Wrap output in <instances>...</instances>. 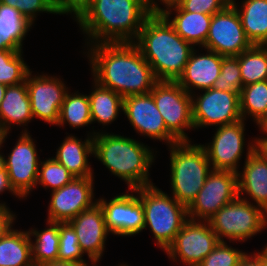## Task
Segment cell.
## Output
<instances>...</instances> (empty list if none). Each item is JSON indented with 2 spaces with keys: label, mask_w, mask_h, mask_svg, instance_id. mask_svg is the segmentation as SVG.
<instances>
[{
  "label": "cell",
  "mask_w": 267,
  "mask_h": 266,
  "mask_svg": "<svg viewBox=\"0 0 267 266\" xmlns=\"http://www.w3.org/2000/svg\"><path fill=\"white\" fill-rule=\"evenodd\" d=\"M84 46L86 51L83 50V54L90 63L93 80L123 98L148 94L158 81L134 42H102Z\"/></svg>",
  "instance_id": "obj_1"
},
{
  "label": "cell",
  "mask_w": 267,
  "mask_h": 266,
  "mask_svg": "<svg viewBox=\"0 0 267 266\" xmlns=\"http://www.w3.org/2000/svg\"><path fill=\"white\" fill-rule=\"evenodd\" d=\"M150 14L145 0H91L75 22L85 44L134 42Z\"/></svg>",
  "instance_id": "obj_2"
},
{
  "label": "cell",
  "mask_w": 267,
  "mask_h": 266,
  "mask_svg": "<svg viewBox=\"0 0 267 266\" xmlns=\"http://www.w3.org/2000/svg\"><path fill=\"white\" fill-rule=\"evenodd\" d=\"M133 137L99 130L93 136V156L128 189L153 185L149 171L157 151ZM155 152V153H154Z\"/></svg>",
  "instance_id": "obj_3"
},
{
  "label": "cell",
  "mask_w": 267,
  "mask_h": 266,
  "mask_svg": "<svg viewBox=\"0 0 267 266\" xmlns=\"http://www.w3.org/2000/svg\"><path fill=\"white\" fill-rule=\"evenodd\" d=\"M134 43L158 81H177L194 49L161 13H151L146 18Z\"/></svg>",
  "instance_id": "obj_4"
},
{
  "label": "cell",
  "mask_w": 267,
  "mask_h": 266,
  "mask_svg": "<svg viewBox=\"0 0 267 266\" xmlns=\"http://www.w3.org/2000/svg\"><path fill=\"white\" fill-rule=\"evenodd\" d=\"M181 141L168 146L171 195L188 207L204 185L211 164L203 146Z\"/></svg>",
  "instance_id": "obj_5"
},
{
  "label": "cell",
  "mask_w": 267,
  "mask_h": 266,
  "mask_svg": "<svg viewBox=\"0 0 267 266\" xmlns=\"http://www.w3.org/2000/svg\"><path fill=\"white\" fill-rule=\"evenodd\" d=\"M135 190L143 204L144 230L154 234L156 246L165 252L188 220L187 207L155 184Z\"/></svg>",
  "instance_id": "obj_6"
},
{
  "label": "cell",
  "mask_w": 267,
  "mask_h": 266,
  "mask_svg": "<svg viewBox=\"0 0 267 266\" xmlns=\"http://www.w3.org/2000/svg\"><path fill=\"white\" fill-rule=\"evenodd\" d=\"M207 221L220 242L229 240V243L242 244L267 229V213L239 197L223 206Z\"/></svg>",
  "instance_id": "obj_7"
},
{
  "label": "cell",
  "mask_w": 267,
  "mask_h": 266,
  "mask_svg": "<svg viewBox=\"0 0 267 266\" xmlns=\"http://www.w3.org/2000/svg\"><path fill=\"white\" fill-rule=\"evenodd\" d=\"M150 93L167 130L179 141H191L187 130H195L192 99L176 81H157Z\"/></svg>",
  "instance_id": "obj_8"
},
{
  "label": "cell",
  "mask_w": 267,
  "mask_h": 266,
  "mask_svg": "<svg viewBox=\"0 0 267 266\" xmlns=\"http://www.w3.org/2000/svg\"><path fill=\"white\" fill-rule=\"evenodd\" d=\"M245 127L246 122L243 119L231 124L218 126L215 129L212 140L205 144L201 143L206 151L212 170H228L236 173L241 170L239 166L241 165L240 160L245 154L244 149L247 148L245 157H249L256 148L254 137L252 138L253 140L247 142Z\"/></svg>",
  "instance_id": "obj_9"
},
{
  "label": "cell",
  "mask_w": 267,
  "mask_h": 266,
  "mask_svg": "<svg viewBox=\"0 0 267 266\" xmlns=\"http://www.w3.org/2000/svg\"><path fill=\"white\" fill-rule=\"evenodd\" d=\"M219 242L208 221L188 219L165 254L175 264L198 266Z\"/></svg>",
  "instance_id": "obj_10"
},
{
  "label": "cell",
  "mask_w": 267,
  "mask_h": 266,
  "mask_svg": "<svg viewBox=\"0 0 267 266\" xmlns=\"http://www.w3.org/2000/svg\"><path fill=\"white\" fill-rule=\"evenodd\" d=\"M196 93V94H195ZM191 94L195 129L223 126L242 119L240 93L210 88Z\"/></svg>",
  "instance_id": "obj_11"
},
{
  "label": "cell",
  "mask_w": 267,
  "mask_h": 266,
  "mask_svg": "<svg viewBox=\"0 0 267 266\" xmlns=\"http://www.w3.org/2000/svg\"><path fill=\"white\" fill-rule=\"evenodd\" d=\"M238 197L237 173L212 170L195 199L187 207L188 219L207 221L219 209Z\"/></svg>",
  "instance_id": "obj_12"
},
{
  "label": "cell",
  "mask_w": 267,
  "mask_h": 266,
  "mask_svg": "<svg viewBox=\"0 0 267 266\" xmlns=\"http://www.w3.org/2000/svg\"><path fill=\"white\" fill-rule=\"evenodd\" d=\"M34 140L30 132L21 133L7 156L3 153L5 169L11 186L24 200L36 188L41 162Z\"/></svg>",
  "instance_id": "obj_13"
},
{
  "label": "cell",
  "mask_w": 267,
  "mask_h": 266,
  "mask_svg": "<svg viewBox=\"0 0 267 266\" xmlns=\"http://www.w3.org/2000/svg\"><path fill=\"white\" fill-rule=\"evenodd\" d=\"M33 73L34 71L30 70L25 79L33 119L56 126L61 105L70 88L60 76L43 72Z\"/></svg>",
  "instance_id": "obj_14"
},
{
  "label": "cell",
  "mask_w": 267,
  "mask_h": 266,
  "mask_svg": "<svg viewBox=\"0 0 267 266\" xmlns=\"http://www.w3.org/2000/svg\"><path fill=\"white\" fill-rule=\"evenodd\" d=\"M97 203L102 208L105 225L111 235L133 237L144 230L143 204L135 189H128L110 200L98 198Z\"/></svg>",
  "instance_id": "obj_15"
},
{
  "label": "cell",
  "mask_w": 267,
  "mask_h": 266,
  "mask_svg": "<svg viewBox=\"0 0 267 266\" xmlns=\"http://www.w3.org/2000/svg\"><path fill=\"white\" fill-rule=\"evenodd\" d=\"M95 176L74 177L60 189L51 191L46 221L69 222L80 212L93 207L95 197Z\"/></svg>",
  "instance_id": "obj_16"
},
{
  "label": "cell",
  "mask_w": 267,
  "mask_h": 266,
  "mask_svg": "<svg viewBox=\"0 0 267 266\" xmlns=\"http://www.w3.org/2000/svg\"><path fill=\"white\" fill-rule=\"evenodd\" d=\"M252 46L242 27L240 15L231 3L223 11L212 15L202 48L222 56H238Z\"/></svg>",
  "instance_id": "obj_17"
},
{
  "label": "cell",
  "mask_w": 267,
  "mask_h": 266,
  "mask_svg": "<svg viewBox=\"0 0 267 266\" xmlns=\"http://www.w3.org/2000/svg\"><path fill=\"white\" fill-rule=\"evenodd\" d=\"M141 137L163 141L168 146L179 142L166 128L151 93L123 98V113Z\"/></svg>",
  "instance_id": "obj_18"
},
{
  "label": "cell",
  "mask_w": 267,
  "mask_h": 266,
  "mask_svg": "<svg viewBox=\"0 0 267 266\" xmlns=\"http://www.w3.org/2000/svg\"><path fill=\"white\" fill-rule=\"evenodd\" d=\"M69 223L75 229L81 251L87 254L93 263H100L107 237L110 235L106 228L101 206L96 203L93 207L80 212Z\"/></svg>",
  "instance_id": "obj_19"
},
{
  "label": "cell",
  "mask_w": 267,
  "mask_h": 266,
  "mask_svg": "<svg viewBox=\"0 0 267 266\" xmlns=\"http://www.w3.org/2000/svg\"><path fill=\"white\" fill-rule=\"evenodd\" d=\"M199 49L206 53L199 52ZM199 49L192 50L182 75L176 81L189 94L213 88L221 70L222 55L205 48Z\"/></svg>",
  "instance_id": "obj_20"
},
{
  "label": "cell",
  "mask_w": 267,
  "mask_h": 266,
  "mask_svg": "<svg viewBox=\"0 0 267 266\" xmlns=\"http://www.w3.org/2000/svg\"><path fill=\"white\" fill-rule=\"evenodd\" d=\"M243 165L242 170L237 172L239 198L267 213V161L254 150L245 158Z\"/></svg>",
  "instance_id": "obj_21"
},
{
  "label": "cell",
  "mask_w": 267,
  "mask_h": 266,
  "mask_svg": "<svg viewBox=\"0 0 267 266\" xmlns=\"http://www.w3.org/2000/svg\"><path fill=\"white\" fill-rule=\"evenodd\" d=\"M97 130L88 132L83 140L74 134L65 136L53 158L65 166L74 177L94 176L89 158L93 157V136Z\"/></svg>",
  "instance_id": "obj_22"
},
{
  "label": "cell",
  "mask_w": 267,
  "mask_h": 266,
  "mask_svg": "<svg viewBox=\"0 0 267 266\" xmlns=\"http://www.w3.org/2000/svg\"><path fill=\"white\" fill-rule=\"evenodd\" d=\"M33 119L26 81L7 86L0 104V127L11 133L12 126L24 128L20 133H29L28 123ZM24 126V127H23Z\"/></svg>",
  "instance_id": "obj_23"
},
{
  "label": "cell",
  "mask_w": 267,
  "mask_h": 266,
  "mask_svg": "<svg viewBox=\"0 0 267 266\" xmlns=\"http://www.w3.org/2000/svg\"><path fill=\"white\" fill-rule=\"evenodd\" d=\"M161 14L172 25L175 32L194 48H202L204 46L209 32L212 15L187 12L178 4L168 7L162 11Z\"/></svg>",
  "instance_id": "obj_24"
},
{
  "label": "cell",
  "mask_w": 267,
  "mask_h": 266,
  "mask_svg": "<svg viewBox=\"0 0 267 266\" xmlns=\"http://www.w3.org/2000/svg\"><path fill=\"white\" fill-rule=\"evenodd\" d=\"M231 0L253 45H267V0ZM239 3V4H238Z\"/></svg>",
  "instance_id": "obj_25"
},
{
  "label": "cell",
  "mask_w": 267,
  "mask_h": 266,
  "mask_svg": "<svg viewBox=\"0 0 267 266\" xmlns=\"http://www.w3.org/2000/svg\"><path fill=\"white\" fill-rule=\"evenodd\" d=\"M90 101L92 124L111 125L123 112V97L111 89L104 88L92 80Z\"/></svg>",
  "instance_id": "obj_26"
},
{
  "label": "cell",
  "mask_w": 267,
  "mask_h": 266,
  "mask_svg": "<svg viewBox=\"0 0 267 266\" xmlns=\"http://www.w3.org/2000/svg\"><path fill=\"white\" fill-rule=\"evenodd\" d=\"M0 266H35L27 230L12 228L0 239Z\"/></svg>",
  "instance_id": "obj_27"
},
{
  "label": "cell",
  "mask_w": 267,
  "mask_h": 266,
  "mask_svg": "<svg viewBox=\"0 0 267 266\" xmlns=\"http://www.w3.org/2000/svg\"><path fill=\"white\" fill-rule=\"evenodd\" d=\"M32 25L16 8L0 3V43L14 51H23V40Z\"/></svg>",
  "instance_id": "obj_28"
},
{
  "label": "cell",
  "mask_w": 267,
  "mask_h": 266,
  "mask_svg": "<svg viewBox=\"0 0 267 266\" xmlns=\"http://www.w3.org/2000/svg\"><path fill=\"white\" fill-rule=\"evenodd\" d=\"M46 222L45 229L38 230L32 227L27 230L31 239L32 260L35 266L58 260L59 222Z\"/></svg>",
  "instance_id": "obj_29"
},
{
  "label": "cell",
  "mask_w": 267,
  "mask_h": 266,
  "mask_svg": "<svg viewBox=\"0 0 267 266\" xmlns=\"http://www.w3.org/2000/svg\"><path fill=\"white\" fill-rule=\"evenodd\" d=\"M66 124L74 130L92 124L88 94L80 93L79 90L75 92L68 90L61 105L56 126L64 128Z\"/></svg>",
  "instance_id": "obj_30"
},
{
  "label": "cell",
  "mask_w": 267,
  "mask_h": 266,
  "mask_svg": "<svg viewBox=\"0 0 267 266\" xmlns=\"http://www.w3.org/2000/svg\"><path fill=\"white\" fill-rule=\"evenodd\" d=\"M242 84L267 80V45H253L239 55Z\"/></svg>",
  "instance_id": "obj_31"
},
{
  "label": "cell",
  "mask_w": 267,
  "mask_h": 266,
  "mask_svg": "<svg viewBox=\"0 0 267 266\" xmlns=\"http://www.w3.org/2000/svg\"><path fill=\"white\" fill-rule=\"evenodd\" d=\"M240 113L243 120L255 122L267 109V80L242 87L239 95Z\"/></svg>",
  "instance_id": "obj_32"
},
{
  "label": "cell",
  "mask_w": 267,
  "mask_h": 266,
  "mask_svg": "<svg viewBox=\"0 0 267 266\" xmlns=\"http://www.w3.org/2000/svg\"><path fill=\"white\" fill-rule=\"evenodd\" d=\"M23 51L0 50V84L17 85L25 81L30 66Z\"/></svg>",
  "instance_id": "obj_33"
},
{
  "label": "cell",
  "mask_w": 267,
  "mask_h": 266,
  "mask_svg": "<svg viewBox=\"0 0 267 266\" xmlns=\"http://www.w3.org/2000/svg\"><path fill=\"white\" fill-rule=\"evenodd\" d=\"M45 159L40 162L36 188L40 185L46 190L54 191L65 186L74 178L69 170L53 157Z\"/></svg>",
  "instance_id": "obj_34"
},
{
  "label": "cell",
  "mask_w": 267,
  "mask_h": 266,
  "mask_svg": "<svg viewBox=\"0 0 267 266\" xmlns=\"http://www.w3.org/2000/svg\"><path fill=\"white\" fill-rule=\"evenodd\" d=\"M75 229L69 222H59V261L93 263L84 259Z\"/></svg>",
  "instance_id": "obj_35"
},
{
  "label": "cell",
  "mask_w": 267,
  "mask_h": 266,
  "mask_svg": "<svg viewBox=\"0 0 267 266\" xmlns=\"http://www.w3.org/2000/svg\"><path fill=\"white\" fill-rule=\"evenodd\" d=\"M243 87L238 56H222L220 74L213 86L216 90L240 93Z\"/></svg>",
  "instance_id": "obj_36"
},
{
  "label": "cell",
  "mask_w": 267,
  "mask_h": 266,
  "mask_svg": "<svg viewBox=\"0 0 267 266\" xmlns=\"http://www.w3.org/2000/svg\"><path fill=\"white\" fill-rule=\"evenodd\" d=\"M227 243L219 242L198 266H238L247 252Z\"/></svg>",
  "instance_id": "obj_37"
},
{
  "label": "cell",
  "mask_w": 267,
  "mask_h": 266,
  "mask_svg": "<svg viewBox=\"0 0 267 266\" xmlns=\"http://www.w3.org/2000/svg\"><path fill=\"white\" fill-rule=\"evenodd\" d=\"M0 3L16 8L32 25L40 13L57 15L52 0H0Z\"/></svg>",
  "instance_id": "obj_38"
},
{
  "label": "cell",
  "mask_w": 267,
  "mask_h": 266,
  "mask_svg": "<svg viewBox=\"0 0 267 266\" xmlns=\"http://www.w3.org/2000/svg\"><path fill=\"white\" fill-rule=\"evenodd\" d=\"M231 0H181L178 5L187 12L214 15L223 11Z\"/></svg>",
  "instance_id": "obj_39"
},
{
  "label": "cell",
  "mask_w": 267,
  "mask_h": 266,
  "mask_svg": "<svg viewBox=\"0 0 267 266\" xmlns=\"http://www.w3.org/2000/svg\"><path fill=\"white\" fill-rule=\"evenodd\" d=\"M91 0H52L57 15H71L76 20L89 6Z\"/></svg>",
  "instance_id": "obj_40"
},
{
  "label": "cell",
  "mask_w": 267,
  "mask_h": 266,
  "mask_svg": "<svg viewBox=\"0 0 267 266\" xmlns=\"http://www.w3.org/2000/svg\"><path fill=\"white\" fill-rule=\"evenodd\" d=\"M16 218V213L9 206H0V239L14 228Z\"/></svg>",
  "instance_id": "obj_41"
},
{
  "label": "cell",
  "mask_w": 267,
  "mask_h": 266,
  "mask_svg": "<svg viewBox=\"0 0 267 266\" xmlns=\"http://www.w3.org/2000/svg\"><path fill=\"white\" fill-rule=\"evenodd\" d=\"M181 0H145L150 13H161L168 7L177 5ZM163 5V7L160 6Z\"/></svg>",
  "instance_id": "obj_42"
},
{
  "label": "cell",
  "mask_w": 267,
  "mask_h": 266,
  "mask_svg": "<svg viewBox=\"0 0 267 266\" xmlns=\"http://www.w3.org/2000/svg\"><path fill=\"white\" fill-rule=\"evenodd\" d=\"M5 191L11 193V195H13L14 198L23 200L11 186L6 169H3L0 171V194L2 195V193H4ZM0 206H7V203L4 201L3 202L0 201Z\"/></svg>",
  "instance_id": "obj_43"
},
{
  "label": "cell",
  "mask_w": 267,
  "mask_h": 266,
  "mask_svg": "<svg viewBox=\"0 0 267 266\" xmlns=\"http://www.w3.org/2000/svg\"><path fill=\"white\" fill-rule=\"evenodd\" d=\"M238 266H264V257L258 251L247 253Z\"/></svg>",
  "instance_id": "obj_44"
},
{
  "label": "cell",
  "mask_w": 267,
  "mask_h": 266,
  "mask_svg": "<svg viewBox=\"0 0 267 266\" xmlns=\"http://www.w3.org/2000/svg\"><path fill=\"white\" fill-rule=\"evenodd\" d=\"M255 150L267 161V136L255 137Z\"/></svg>",
  "instance_id": "obj_45"
},
{
  "label": "cell",
  "mask_w": 267,
  "mask_h": 266,
  "mask_svg": "<svg viewBox=\"0 0 267 266\" xmlns=\"http://www.w3.org/2000/svg\"><path fill=\"white\" fill-rule=\"evenodd\" d=\"M76 263V262H70V261H49L41 264L40 266H92L93 263Z\"/></svg>",
  "instance_id": "obj_46"
},
{
  "label": "cell",
  "mask_w": 267,
  "mask_h": 266,
  "mask_svg": "<svg viewBox=\"0 0 267 266\" xmlns=\"http://www.w3.org/2000/svg\"><path fill=\"white\" fill-rule=\"evenodd\" d=\"M260 130L263 136H267V109L262 113V115L254 122Z\"/></svg>",
  "instance_id": "obj_47"
},
{
  "label": "cell",
  "mask_w": 267,
  "mask_h": 266,
  "mask_svg": "<svg viewBox=\"0 0 267 266\" xmlns=\"http://www.w3.org/2000/svg\"><path fill=\"white\" fill-rule=\"evenodd\" d=\"M9 133H7L5 130H3L0 127V154L2 153V148L4 147V144L6 142V139L8 138Z\"/></svg>",
  "instance_id": "obj_48"
},
{
  "label": "cell",
  "mask_w": 267,
  "mask_h": 266,
  "mask_svg": "<svg viewBox=\"0 0 267 266\" xmlns=\"http://www.w3.org/2000/svg\"><path fill=\"white\" fill-rule=\"evenodd\" d=\"M6 88H7V85L0 84V104H1V101L3 100V98H4V94H5Z\"/></svg>",
  "instance_id": "obj_49"
},
{
  "label": "cell",
  "mask_w": 267,
  "mask_h": 266,
  "mask_svg": "<svg viewBox=\"0 0 267 266\" xmlns=\"http://www.w3.org/2000/svg\"><path fill=\"white\" fill-rule=\"evenodd\" d=\"M264 258H266L267 259V243H266V245L262 248V250L260 251H258Z\"/></svg>",
  "instance_id": "obj_50"
},
{
  "label": "cell",
  "mask_w": 267,
  "mask_h": 266,
  "mask_svg": "<svg viewBox=\"0 0 267 266\" xmlns=\"http://www.w3.org/2000/svg\"><path fill=\"white\" fill-rule=\"evenodd\" d=\"M5 169L3 154H0V171Z\"/></svg>",
  "instance_id": "obj_51"
},
{
  "label": "cell",
  "mask_w": 267,
  "mask_h": 266,
  "mask_svg": "<svg viewBox=\"0 0 267 266\" xmlns=\"http://www.w3.org/2000/svg\"><path fill=\"white\" fill-rule=\"evenodd\" d=\"M0 50H12L6 43H0Z\"/></svg>",
  "instance_id": "obj_52"
},
{
  "label": "cell",
  "mask_w": 267,
  "mask_h": 266,
  "mask_svg": "<svg viewBox=\"0 0 267 266\" xmlns=\"http://www.w3.org/2000/svg\"><path fill=\"white\" fill-rule=\"evenodd\" d=\"M264 266H267V259L264 258Z\"/></svg>",
  "instance_id": "obj_53"
}]
</instances>
